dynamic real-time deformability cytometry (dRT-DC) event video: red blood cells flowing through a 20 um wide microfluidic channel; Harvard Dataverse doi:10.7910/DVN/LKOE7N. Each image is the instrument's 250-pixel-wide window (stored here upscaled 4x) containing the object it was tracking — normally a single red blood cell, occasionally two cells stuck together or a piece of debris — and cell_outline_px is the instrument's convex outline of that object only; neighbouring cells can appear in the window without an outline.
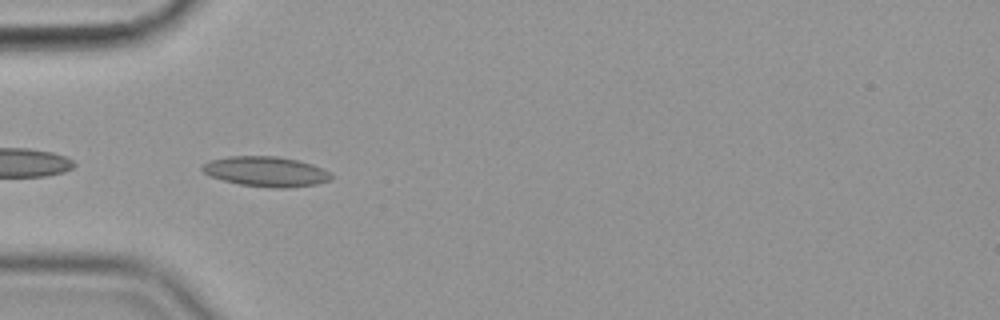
{"species": "common noctule bat (a hibernating species)", "species_latin": "Nyctalus noctula", "temperature_condition": "cold", "stored_images_in_passage": 42, "camera_frame_rate_fps": 3000, "um_per_image_px": 0.085, "animal": {"sex": "female", "body_mass_g": 19.9}, "frame": {"image": 1, "passage_image": 3, "time_ms": 0.667, "image_size_px": [1000, 320], "cell_outline_px": [[332, 176], [328, 180], [316, 184], [284, 188], [272, 188], [240, 184], [224, 180], [212, 176], [204, 172], [200, 168], [200, 164], [208, 160], [228, 156], [276, 156], [296, 160], [312, 164], [328, 172]], "centroid_in_image_um": [22.54, 14.57], "position_along_channel_um": 62.5, "area_um2": 22.37}}
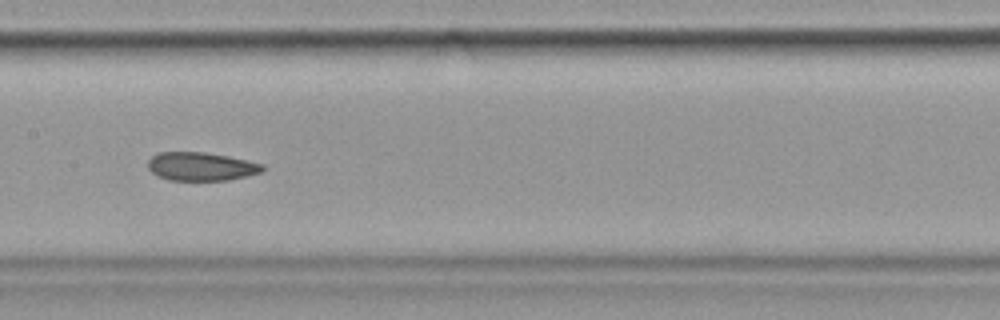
{"frame": {"image": 2, "passage_image": 14, "time_ms": 4.333, "image_size_px": [1000, 320], "cell_outline_px": [[264, 168], [260, 172], [228, 180], [168, 180], [156, 176], [148, 168], [148, 160], [156, 152], [204, 152], [228, 156], [264, 164]], "centroid_in_image_um": [17.04, 14.14], "position_along_channel_um": 190.4, "area_um2": 18.96}}
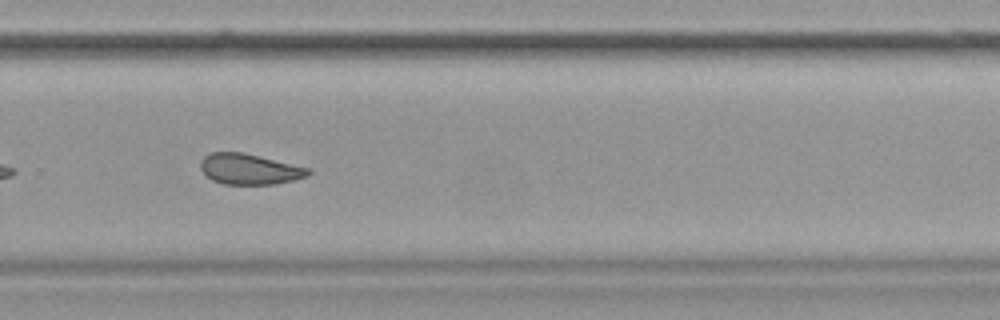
{"frame": {"image": 3, "passage_image": 24, "time_ms": 7.667, "image_size_px": [1000, 320], "cell_outline_px": [[312, 172], [308, 176], [276, 184], [224, 184], [212, 180], [200, 168], [200, 160], [208, 152], [244, 152], [312, 168]], "centroid_in_image_um": [21.23, 14.36], "position_along_channel_um": 308.6, "area_um2": 19.48}, "authors_computed_cell_mechanics": {"area_um2": 20.4034, "velocity_mm_per_s": 3.5572, "shape_relaxation_time_tau1_ms": 9.761, "shape_relaxation_time_tau2_ms": 3.3376, "deformation_change_tau1": 0.1316, "deformation_change_tau2": 0.085}}